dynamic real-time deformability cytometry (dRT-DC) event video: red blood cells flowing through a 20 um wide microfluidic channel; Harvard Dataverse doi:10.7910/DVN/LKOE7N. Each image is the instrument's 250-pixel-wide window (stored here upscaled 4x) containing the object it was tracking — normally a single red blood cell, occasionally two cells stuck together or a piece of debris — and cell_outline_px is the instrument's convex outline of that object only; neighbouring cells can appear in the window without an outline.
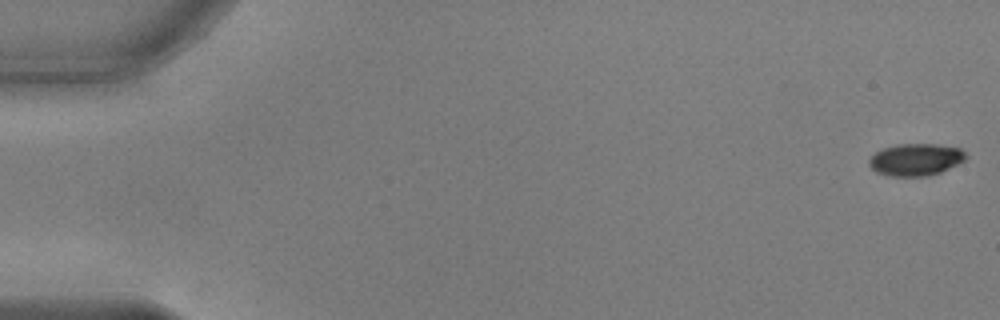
{"species": "common noctule bat (a hibernating species)", "species_latin": "Nyctalus noctula", "temperature_condition": "warm", "stored_images_in_passage": 54, "camera_frame_rate_fps": 3000, "um_per_image_px": 0.085, "animal": {"sex": "male", "body_mass_g": 17.9, "forearm_length_mm": 54.2}, "frame": {"image": 1, "passage_image": 1, "time_ms": 0.0, "image_size_px": [1000, 320], "cell_outline_px": [[968, 156], [964, 160], [940, 172], [928, 176], [892, 176], [876, 172], [868, 164], [868, 160], [876, 152], [884, 148], [896, 144], [936, 144], [960, 148]], "centroid_in_image_um": [77.82, 13.56], "position_along_channel_um": 7.2, "area_um2": 17.98}}
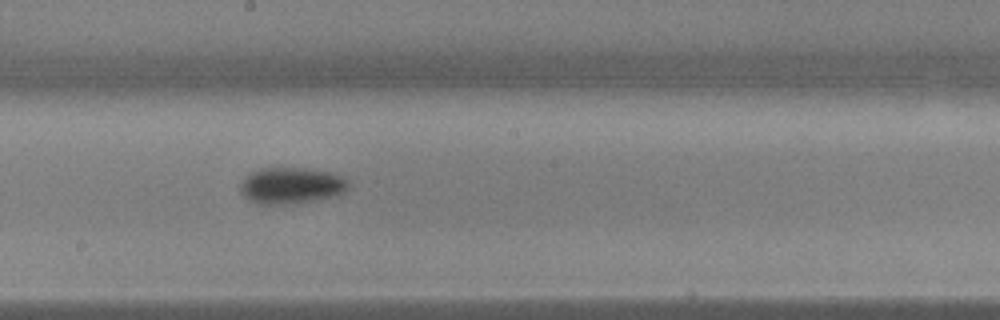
{"frame": {"image": 2, "passage_image": 30, "time_ms": 9.667, "image_size_px": [1000, 320], "cell_outline_px": [[352, 184], [344, 192], [336, 196], [316, 200], [284, 204], [260, 204], [248, 200], [240, 192], [240, 184], [244, 176], [260, 168], [308, 168], [332, 172], [348, 180]], "centroid_in_image_um": [24.77, 15.76], "position_along_channel_um": 223.4, "area_um2": 23.18}}
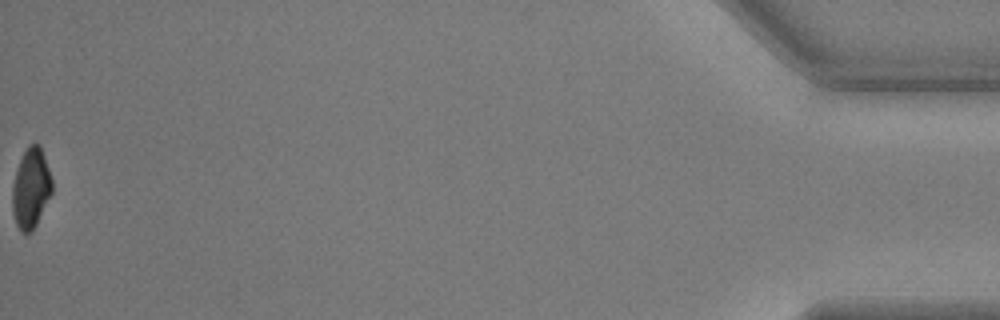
{"frame": {"image": 3, "passage_image": 54, "time_ms": 17.667, "image_size_px": [1000, 320], "cell_outline_px": [[52, 192], [32, 232], [20, 232], [16, 224], [12, 212], [12, 184], [20, 160], [28, 144], [36, 144], [40, 148], [44, 156], [52, 180]], "centroid_in_image_um": [2.61, 16.03], "position_along_channel_um": 432.6, "area_um2": 18.26}, "authors_computed_cell_mechanics": {"area_um2": 20.1433, "velocity_mm_per_s": 3.8167, "shape_relaxation_time_tau1_ms": 2.6561, "shape_relaxation_time_tau2_ms": null, "deformation_change_tau1": 0.1312, "deformation_change_tau2": null}}